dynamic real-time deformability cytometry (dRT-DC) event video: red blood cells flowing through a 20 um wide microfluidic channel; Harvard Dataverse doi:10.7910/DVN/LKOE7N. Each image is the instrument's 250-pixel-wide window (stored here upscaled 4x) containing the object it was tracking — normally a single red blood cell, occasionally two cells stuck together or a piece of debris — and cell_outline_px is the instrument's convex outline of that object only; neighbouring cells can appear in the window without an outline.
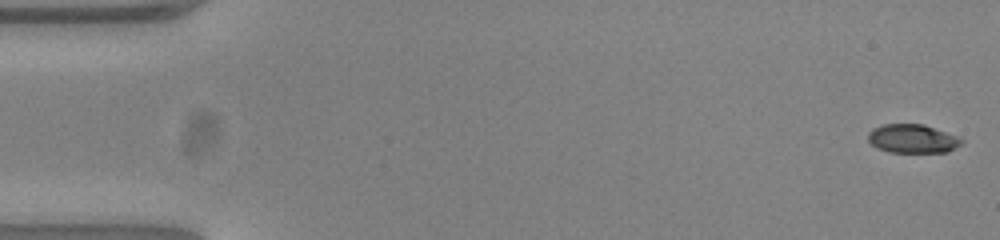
{"species": "common noctule bat (a hibernating species)", "species_latin": "Nyctalus noctula", "temperature_condition": "warm", "stored_images_in_passage": 49, "camera_frame_rate_fps": 3000, "um_per_image_px": 0.085, "animal": {"sex": "female", "body_mass_g": 23.0, "forearm_length_mm": 53.4}, "frame": {"image": 1, "passage_image": 1, "time_ms": 0.0, "image_size_px": [1000, 240], "cell_outline_px": [[964, 140], [960, 144], [948, 152], [888, 152], [876, 148], [868, 140], [868, 132], [872, 128], [884, 124], [924, 124], [960, 136]], "centroid_in_image_um": [77.57, 11.78], "position_along_channel_um": 7.4, "area_um2": 15.84}}
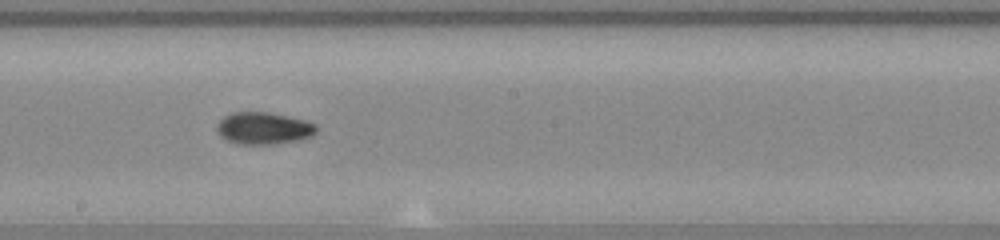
{"frame": {"image": 2, "passage_image": 29, "time_ms": 9.333, "image_size_px": [1000, 240], "cell_outline_px": [[316, 132], [312, 136], [300, 140], [272, 144], [240, 144], [228, 140], [220, 136], [216, 128], [216, 124], [224, 116], [232, 112], [268, 112], [304, 120], [316, 124]], "centroid_in_image_um": [22.39, 10.9], "position_along_channel_um": 225.8, "area_um2": 18.55}}
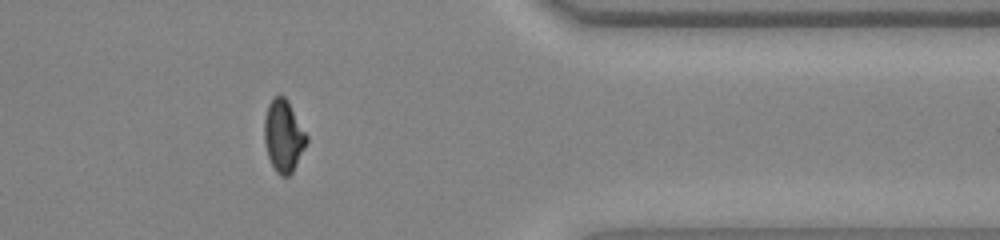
{"frame": {"image": 3, "passage_image": 43, "time_ms": 14.0, "image_size_px": [1000, 240], "cell_outline_px": [[308, 140], [292, 172], [288, 176], [280, 176], [276, 172], [268, 156], [264, 140], [264, 120], [268, 104], [276, 96], [284, 96], [288, 100], [308, 136]], "centroid_in_image_um": [24.1, 11.55], "position_along_channel_um": 387.3, "area_um2": 17.57}, "authors_computed_cell_mechanics": {"area_um2": 17.6868, "velocity_mm_per_s": 3.8773, "shape_relaxation_time_tau1_ms": 4.6107, "shape_relaxation_time_tau2_ms": 3.4871, "deformation_change_tau1": 0.1883, "deformation_change_tau2": 0.0732}}